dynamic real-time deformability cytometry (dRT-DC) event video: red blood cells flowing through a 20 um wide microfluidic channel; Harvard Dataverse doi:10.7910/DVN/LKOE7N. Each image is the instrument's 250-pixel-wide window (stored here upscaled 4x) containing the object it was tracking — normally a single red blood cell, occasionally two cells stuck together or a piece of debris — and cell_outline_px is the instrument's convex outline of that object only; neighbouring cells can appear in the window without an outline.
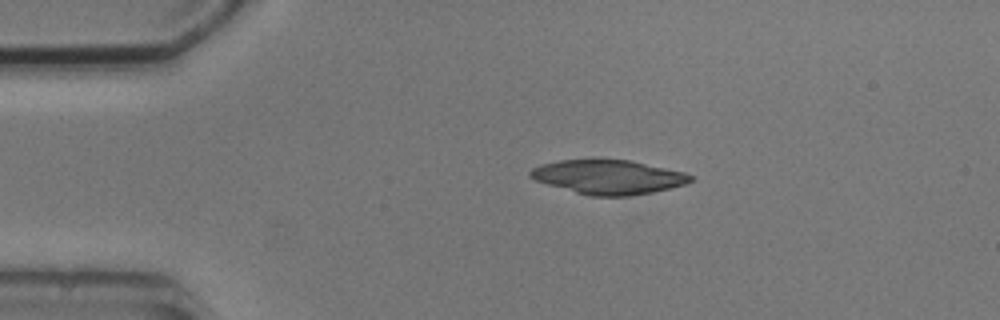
{"species": "common noctule bat (a hibernating species)", "species_latin": "Nyctalus noctula", "temperature_condition": "cold", "stored_images_in_passage": 2, "camera_frame_rate_fps": 3000, "um_per_image_px": 0.085, "animal": {"sex": "male", "body_mass_g": 20.5, "forearm_length_mm": 52.5}, "frame": {"image": 1, "passage_image": 1, "time_ms": 0.0, "image_size_px": [1000, 320], "cell_outline_px": [[696, 176], [692, 180], [684, 184], [652, 192], [628, 196], [588, 196], [548, 184], [536, 180], [528, 176], [528, 172], [532, 168], [540, 164], [560, 160], [596, 156], [632, 160], [684, 172]], "centroid_in_image_um": [51.68, 14.99], "position_along_channel_um": 33.3, "area_um2": 32.83}}